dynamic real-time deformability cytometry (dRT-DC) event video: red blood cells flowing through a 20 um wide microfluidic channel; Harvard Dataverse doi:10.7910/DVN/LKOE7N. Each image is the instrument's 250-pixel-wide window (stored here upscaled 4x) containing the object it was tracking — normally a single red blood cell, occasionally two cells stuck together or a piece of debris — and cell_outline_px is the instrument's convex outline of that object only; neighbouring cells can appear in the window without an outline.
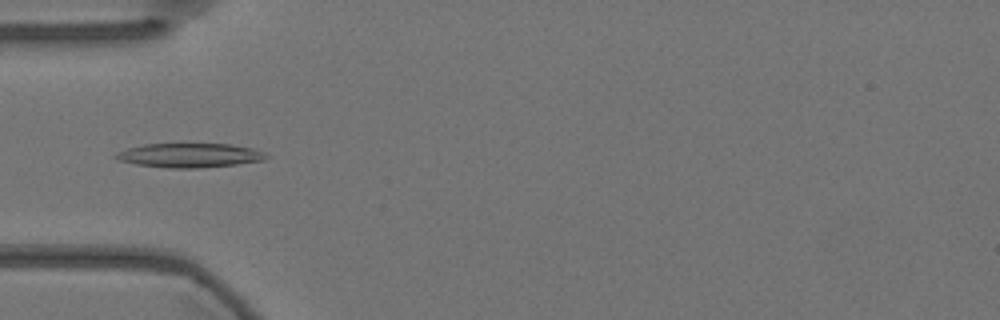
{"species": "Egyptian fruit bat (a non-hibernating species)", "species_latin": "Rousettus aegyptiacus", "temperature_condition": "warm", "stored_images_in_passage": 40, "camera_frame_rate_fps": 3000, "um_per_image_px": 0.085, "animal": {"sex": "female"}, "frame": {"image": 1, "passage_image": 2, "time_ms": 0.333, "image_size_px": [1000, 320], "cell_outline_px": [[268, 156], [264, 160], [236, 164], [196, 168], [168, 168], [136, 164], [120, 160], [112, 156], [116, 152], [128, 148], [144, 144], [184, 140], [232, 144], [252, 148], [264, 152]], "centroid_in_image_um": [16.09, 13.14], "position_along_channel_um": 68.9, "area_um2": 22.37}}
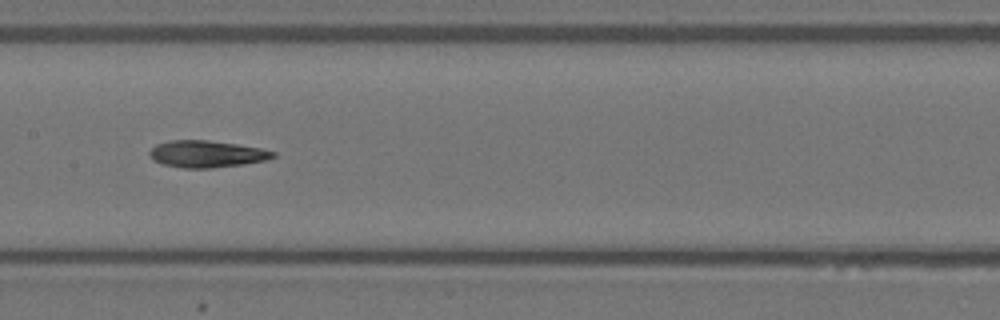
{"frame": {"image": 2, "passage_image": 12, "time_ms": 3.667, "image_size_px": [1000, 320], "cell_outline_px": [[276, 156], [268, 160], [244, 164], [212, 168], [184, 168], [160, 164], [152, 160], [148, 156], [148, 152], [156, 144], [168, 140], [208, 140], [236, 144], [260, 148], [276, 152]], "centroid_in_image_um": [17.53, 13.09], "position_along_channel_um": 189.9, "area_um2": 19.59}}
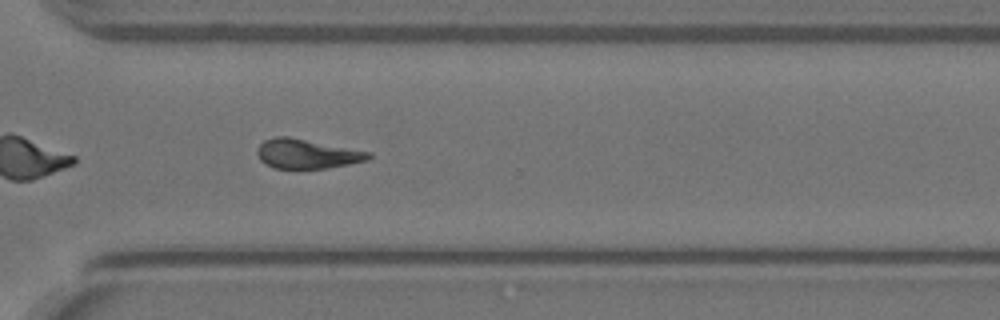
{"frame": {"image": 3, "passage_image": 25, "time_ms": 8.0, "image_size_px": [1000, 320], "cell_outline_px": [[372, 156], [368, 160], [328, 168], [272, 168], [264, 164], [260, 160], [256, 152], [256, 148], [264, 140], [276, 136], [288, 136], [372, 152]], "centroid_in_image_um": [26.06, 13.07], "position_along_channel_um": 344.5, "area_um2": 19.25}, "authors_computed_cell_mechanics": {"area_um2": 19.363, "velocity_mm_per_s": 3.5941, "shape_relaxation_time_tau1_ms": 6.5962, "shape_relaxation_time_tau2_ms": 9.208, "deformation_change_tau1": 0.1849, "deformation_change_tau2": 0.2127}}